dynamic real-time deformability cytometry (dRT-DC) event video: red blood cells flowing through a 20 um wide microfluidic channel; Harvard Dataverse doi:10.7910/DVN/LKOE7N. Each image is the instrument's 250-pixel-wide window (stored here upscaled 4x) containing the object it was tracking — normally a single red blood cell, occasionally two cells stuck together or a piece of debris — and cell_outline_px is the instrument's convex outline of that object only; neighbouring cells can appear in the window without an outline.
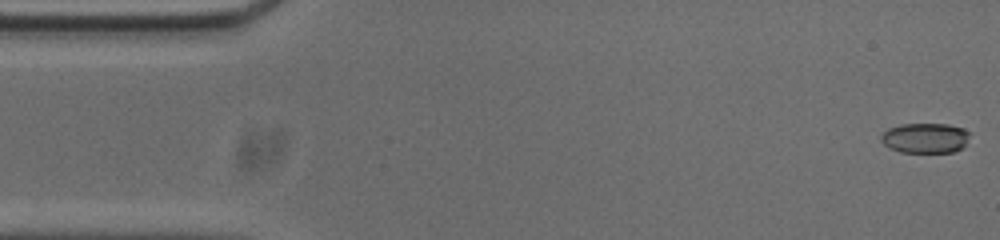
{"species": "common noctule bat (a hibernating species)", "species_latin": "Nyctalus noctula", "temperature_condition": "cold", "stored_images_in_passage": 54, "camera_frame_rate_fps": 3000, "um_per_image_px": 0.085, "animal": {"sex": "male", "body_mass_g": 20.0, "forearm_length_mm": 53.3}, "frame": {"image": 1, "passage_image": 1, "time_ms": 0.0, "image_size_px": [1000, 240], "cell_outline_px": [[968, 136], [964, 144], [960, 148], [952, 152], [900, 152], [888, 148], [880, 140], [880, 136], [888, 128], [900, 124], [948, 124], [964, 128], [968, 132]], "centroid_in_image_um": [78.59, 11.72], "position_along_channel_um": 6.4, "area_um2": 15.49}}
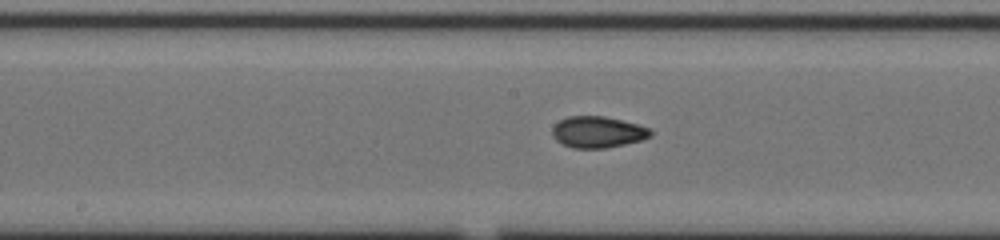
{"frame": {"image": 2, "passage_image": 26, "time_ms": 8.333, "image_size_px": [1000, 240], "cell_outline_px": [[652, 136], [640, 140], [624, 144], [604, 148], [572, 148], [556, 140], [552, 136], [552, 128], [560, 120], [568, 116], [604, 116], [652, 128]], "centroid_in_image_um": [50.81, 11.22], "position_along_channel_um": 197.4, "area_um2": 17.86}}
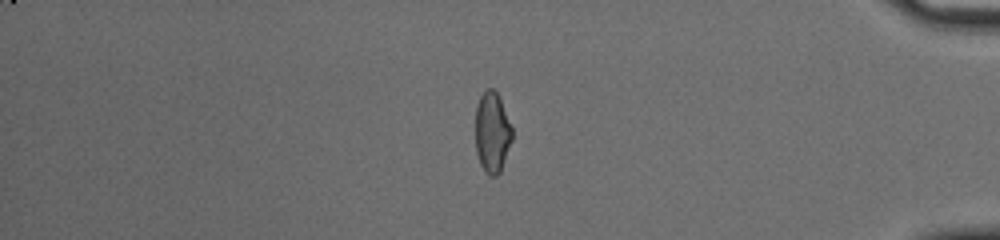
{"frame": {"image": 3, "passage_image": 45, "time_ms": 14.667, "image_size_px": [1000, 240], "cell_outline_px": [[512, 140], [500, 172], [496, 176], [488, 176], [484, 172], [480, 164], [476, 152], [476, 108], [480, 96], [488, 88], [492, 88], [496, 92], [500, 100], [512, 128]], "centroid_in_image_um": [41.82, 11.3], "position_along_channel_um": 393.4, "area_um2": 17.11}, "authors_computed_cell_mechanics": {"area_um2": 17.629, "velocity_mm_per_s": 3.7223, "shape_relaxation_time_tau1_ms": null, "shape_relaxation_time_tau2_ms": 1.5582, "deformation_change_tau1": null, "deformation_change_tau2": 0.0581}}